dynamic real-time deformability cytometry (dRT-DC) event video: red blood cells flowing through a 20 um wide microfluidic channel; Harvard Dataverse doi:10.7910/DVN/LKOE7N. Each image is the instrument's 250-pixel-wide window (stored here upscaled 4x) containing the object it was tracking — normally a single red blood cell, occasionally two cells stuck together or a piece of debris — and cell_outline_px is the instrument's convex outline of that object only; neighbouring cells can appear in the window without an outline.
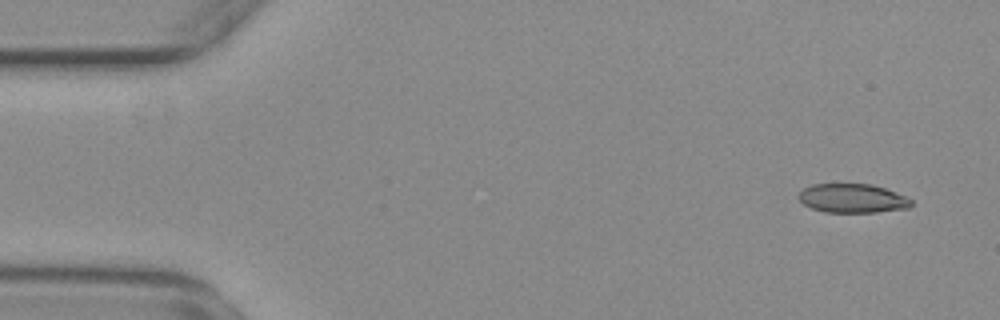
{"species": "common noctule bat (a hibernating species)", "species_latin": "Nyctalus noctula", "temperature_condition": "warm", "stored_images_in_passage": 14, "camera_frame_rate_fps": 3000, "um_per_image_px": 0.085, "animal": {"sex": "female", "body_mass_g": 29.2, "forearm_length_mm": 56.3}, "frame": {"image": 1, "passage_image": 4, "time_ms": 1.0, "image_size_px": [1000, 320], "cell_outline_px": [[912, 204], [908, 208], [876, 212], [824, 212], [812, 208], [804, 204], [796, 196], [804, 188], [812, 184], [872, 184], [884, 188], [904, 196], [912, 200]], "centroid_in_image_um": [72.43, 16.86], "position_along_channel_um": 12.6, "area_um2": 18.9}}